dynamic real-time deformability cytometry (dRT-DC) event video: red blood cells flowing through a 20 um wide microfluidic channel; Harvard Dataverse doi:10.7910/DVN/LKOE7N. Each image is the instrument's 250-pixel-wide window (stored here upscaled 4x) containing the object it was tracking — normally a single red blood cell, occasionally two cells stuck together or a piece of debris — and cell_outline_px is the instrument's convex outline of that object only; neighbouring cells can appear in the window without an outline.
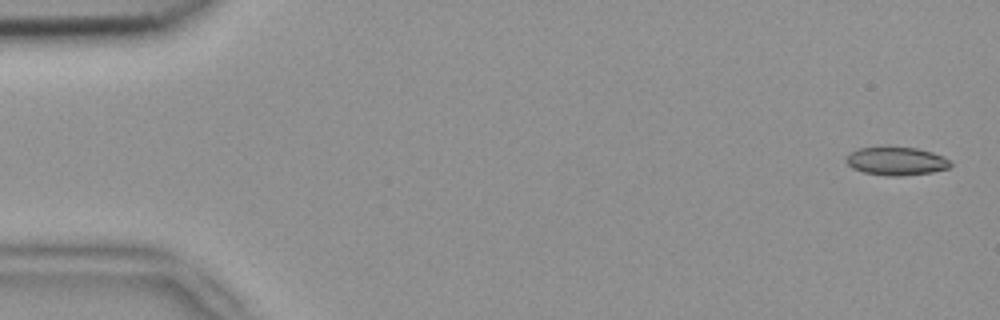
{"species": "common noctule bat (a hibernating species)", "species_latin": "Nyctalus noctula", "temperature_condition": "room temperature", "stored_images_in_passage": 5, "camera_frame_rate_fps": 3000, "um_per_image_px": 0.085, "animal": {"sex": "female", "body_mass_g": 18.4}, "frame": {"image": 1, "passage_image": 1, "time_ms": 0.0, "image_size_px": [1000, 320], "cell_outline_px": [[952, 164], [948, 168], [932, 172], [900, 176], [888, 176], [864, 172], [852, 168], [844, 160], [852, 152], [860, 148], [916, 148], [932, 152], [944, 156]], "centroid_in_image_um": [76.2, 13.71], "position_along_channel_um": 8.8, "area_um2": 16.82}}
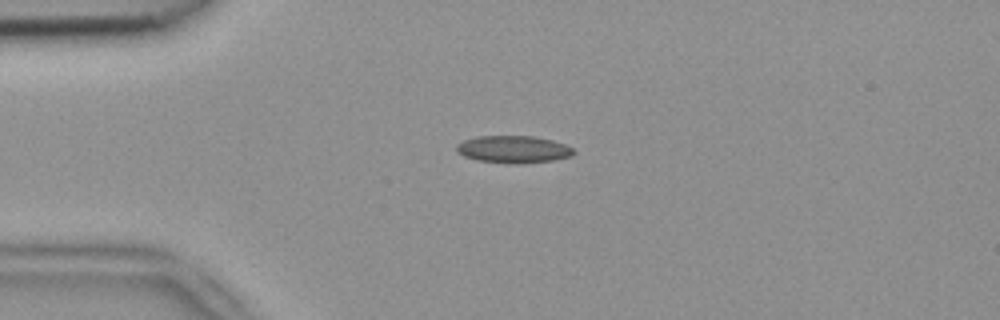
{"frame": {"image": 2, "passage_image": 4, "time_ms": 1.0, "image_size_px": [1000, 320], "cell_outline_px": [[576, 152], [572, 156], [552, 160], [476, 160], [464, 156], [456, 152], [456, 144], [464, 140], [476, 136], [532, 136], [552, 140], [564, 144], [572, 148]], "centroid_in_image_um": [43.6, 12.62], "position_along_channel_um": 41.4, "area_um2": 17.51}}